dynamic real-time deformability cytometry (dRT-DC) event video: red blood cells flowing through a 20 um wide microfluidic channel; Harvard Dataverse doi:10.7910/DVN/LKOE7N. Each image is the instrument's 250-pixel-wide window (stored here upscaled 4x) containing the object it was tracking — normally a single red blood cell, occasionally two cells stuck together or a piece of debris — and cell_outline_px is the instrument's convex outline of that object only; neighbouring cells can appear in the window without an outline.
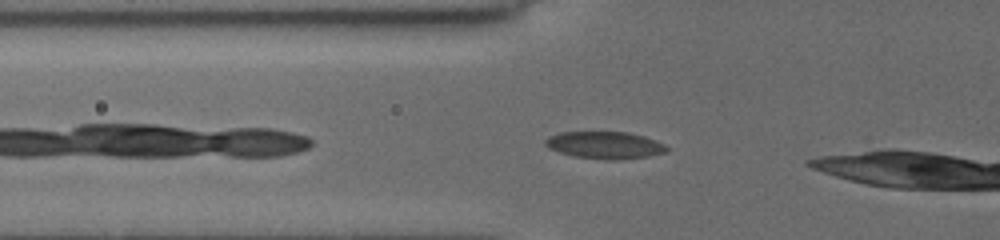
{"species": "common noctule bat (a hibernating species)", "species_latin": "Nyctalus noctula", "temperature_condition": "cold", "stored_images_in_passage": 23, "camera_frame_rate_fps": 3000, "um_per_image_px": 0.085, "animal": {"sex": "female", "body_mass_g": 19.5, "forearm_length_mm": 54.1}, "frame": {"image": 1, "passage_image": 4, "time_ms": 1.333, "image_size_px": [1000, 240], "cell_outline_px": [[668, 152], [648, 156], [616, 160], [608, 160], [572, 156], [548, 148], [544, 144], [544, 140], [548, 136], [560, 132], [628, 132], [644, 136], [664, 144], [668, 148]], "centroid_in_image_um": [51.39, 12.33], "position_along_channel_um": 74.4, "area_um2": 19.31}}
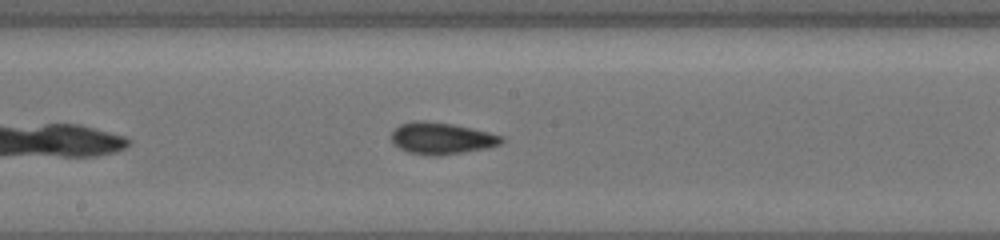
{"frame": {"image": 2, "passage_image": 14, "time_ms": 5.0, "image_size_px": [1000, 240], "cell_outline_px": [[504, 140], [500, 144], [488, 148], [440, 156], [432, 156], [408, 152], [400, 148], [392, 140], [392, 128], [400, 124], [416, 120], [424, 120], [452, 124], [472, 128], [504, 136]], "centroid_in_image_um": [37.53, 11.75], "position_along_channel_um": 210.7, "area_um2": 20.46}}
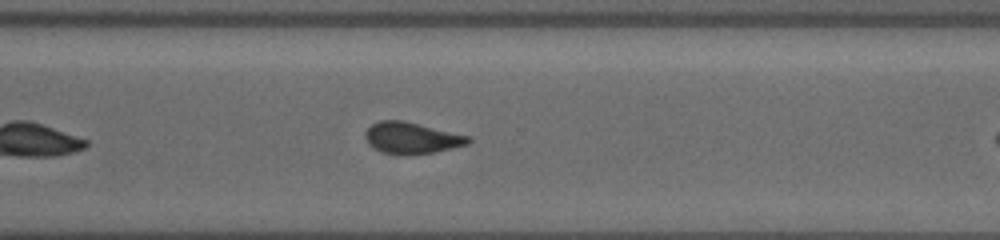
{"frame": {"image": 3, "passage_image": 22, "time_ms": 8.333, "image_size_px": [1000, 240], "cell_outline_px": [[472, 140], [468, 144], [436, 152], [380, 152], [372, 148], [368, 144], [364, 136], [364, 132], [372, 124], [380, 120], [404, 120], [468, 136]], "centroid_in_image_um": [34.95, 11.69], "position_along_channel_um": 335.6, "area_um2": 18.32}}